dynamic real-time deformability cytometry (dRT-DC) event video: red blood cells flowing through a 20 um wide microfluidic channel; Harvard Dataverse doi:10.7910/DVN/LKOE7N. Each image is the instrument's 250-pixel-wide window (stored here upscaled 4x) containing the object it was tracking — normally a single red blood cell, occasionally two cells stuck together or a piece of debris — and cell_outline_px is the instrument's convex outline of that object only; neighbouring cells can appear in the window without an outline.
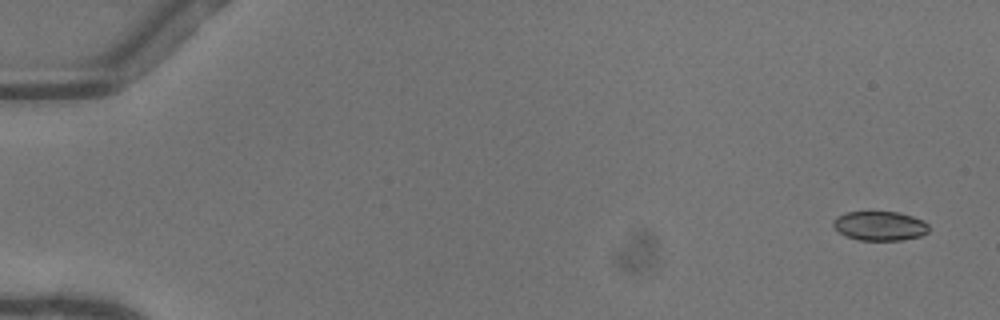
{"species": "common noctule bat (a hibernating species)", "species_latin": "Nyctalus noctula", "temperature_condition": "warm", "stored_images_in_passage": 50, "camera_frame_rate_fps": 3000, "um_per_image_px": 0.085, "animal": {"sex": "female"}, "frame": {"image": 1, "passage_image": 1, "time_ms": 0.0, "image_size_px": [1000, 320], "cell_outline_px": [[928, 232], [920, 236], [900, 240], [860, 240], [844, 236], [832, 224], [832, 220], [836, 216], [848, 212], [900, 212], [924, 220], [928, 224]], "centroid_in_image_um": [74.78, 19.19], "position_along_channel_um": 10.2, "area_um2": 16.36}}
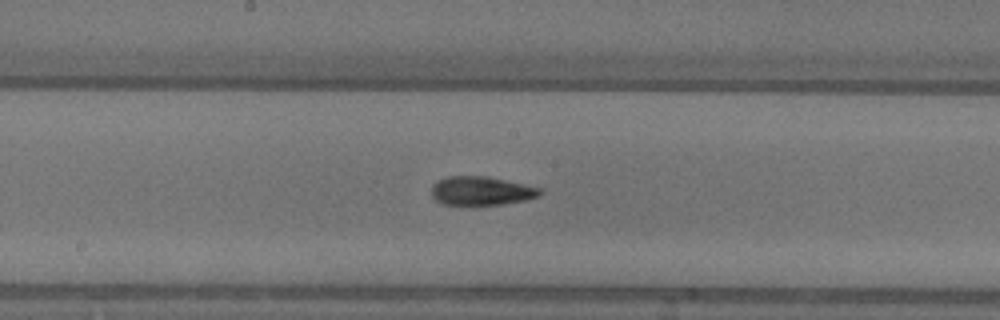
{"frame": {"image": 2, "passage_image": 27, "time_ms": 8.667, "image_size_px": [1000, 320], "cell_outline_px": [[540, 196], [524, 200], [500, 204], [444, 204], [436, 200], [432, 196], [432, 184], [436, 180], [448, 176], [488, 176], [540, 188]], "centroid_in_image_um": [40.86, 16.2], "position_along_channel_um": 207.3, "area_um2": 17.92}}
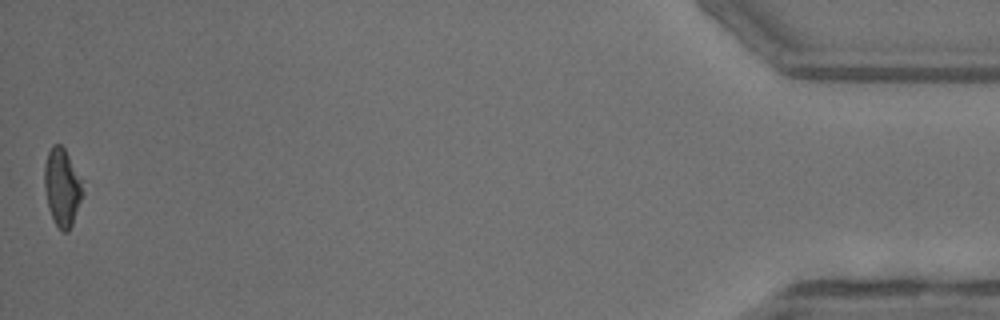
{"frame": {"image": 3, "passage_image": 50, "time_ms": 16.333, "image_size_px": [1000, 320], "cell_outline_px": [[84, 192], [72, 224], [68, 232], [60, 232], [48, 208], [44, 188], [44, 164], [48, 152], [52, 144], [60, 144], [64, 148], [84, 180]], "centroid_in_image_um": [5.3, 15.9], "position_along_channel_um": 429.9, "area_um2": 17.74}, "authors_computed_cell_mechanics": {"area_um2": 17.5712, "velocity_mm_per_s": 4.116, "shape_relaxation_time_tau1_ms": 4.2965, "shape_relaxation_time_tau2_ms": 1.9769, "deformation_change_tau1": 0.1658, "deformation_change_tau2": 0.0858}}